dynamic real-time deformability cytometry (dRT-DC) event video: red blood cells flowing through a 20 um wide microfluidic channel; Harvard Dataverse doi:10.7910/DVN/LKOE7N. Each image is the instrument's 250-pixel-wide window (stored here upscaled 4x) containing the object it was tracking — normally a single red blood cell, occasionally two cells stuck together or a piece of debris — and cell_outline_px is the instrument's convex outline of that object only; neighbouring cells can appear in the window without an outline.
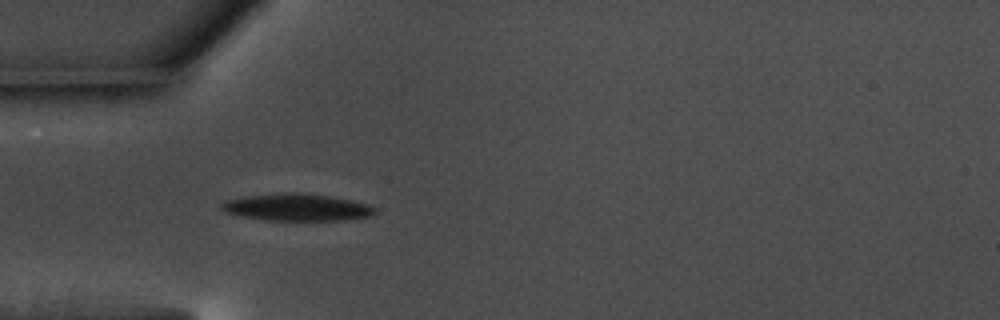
{"species": "common noctule bat (a hibernating species)", "species_latin": "Nyctalus noctula", "temperature_condition": "warm", "stored_images_in_passage": 40, "camera_frame_rate_fps": 3000, "um_per_image_px": 0.085, "animal": {"sex": "male", "body_mass_g": 17.5, "forearm_length_mm": 52.3}, "frame": {"image": 1, "passage_image": 1, "time_ms": 0.0, "image_size_px": [1000, 320], "cell_outline_px": [[376, 212], [372, 216], [340, 220], [264, 220], [240, 216], [228, 212], [220, 208], [220, 204], [228, 200], [248, 196], [284, 192], [300, 192], [328, 196], [352, 200], [368, 204], [376, 208]], "centroid_in_image_um": [25.26, 17.62], "position_along_channel_um": 59.7, "area_um2": 24.1}}
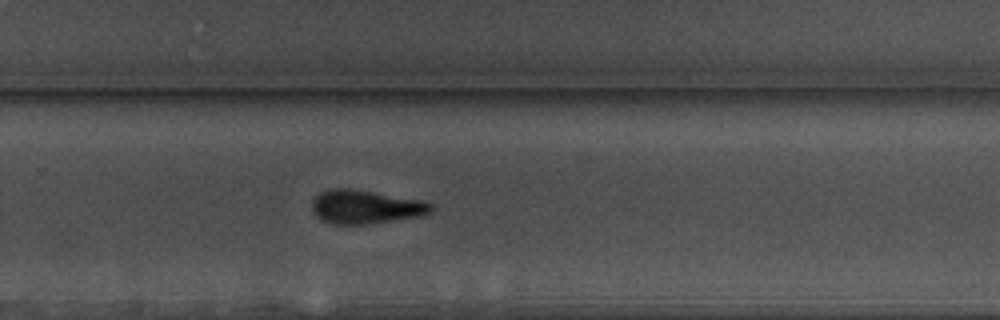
{"frame": {"image": 2, "passage_image": 21, "time_ms": 6.667, "image_size_px": [1000, 320], "cell_outline_px": [[432, 212], [420, 216], [372, 224], [332, 224], [320, 220], [312, 212], [312, 200], [320, 192], [328, 188], [352, 188], [424, 200], [432, 204]], "centroid_in_image_um": [31.06, 17.58], "position_along_channel_um": 298.7, "area_um2": 23.81}}
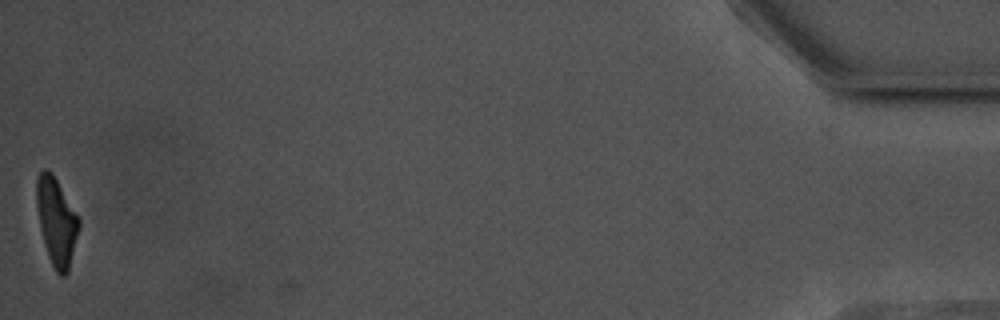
{"frame": {"image": 3, "passage_image": 40, "time_ms": 13.0, "image_size_px": [1000, 320], "cell_outline_px": [[80, 228], [68, 272], [64, 276], [60, 276], [56, 272], [48, 256], [44, 244], [40, 228], [36, 204], [36, 176], [44, 168], [48, 168], [52, 172], [80, 220]], "centroid_in_image_um": [4.79, 18.82], "position_along_channel_um": 430.4, "area_um2": 21.68}, "authors_computed_cell_mechanics": {"area_um2": 23.698, "velocity_mm_per_s": 3.6412, "shape_relaxation_time_tau1_ms": 4.0439, "shape_relaxation_time_tau2_ms": 4.9273, "deformation_change_tau1": 0.1581, "deformation_change_tau2": 0.1352}}